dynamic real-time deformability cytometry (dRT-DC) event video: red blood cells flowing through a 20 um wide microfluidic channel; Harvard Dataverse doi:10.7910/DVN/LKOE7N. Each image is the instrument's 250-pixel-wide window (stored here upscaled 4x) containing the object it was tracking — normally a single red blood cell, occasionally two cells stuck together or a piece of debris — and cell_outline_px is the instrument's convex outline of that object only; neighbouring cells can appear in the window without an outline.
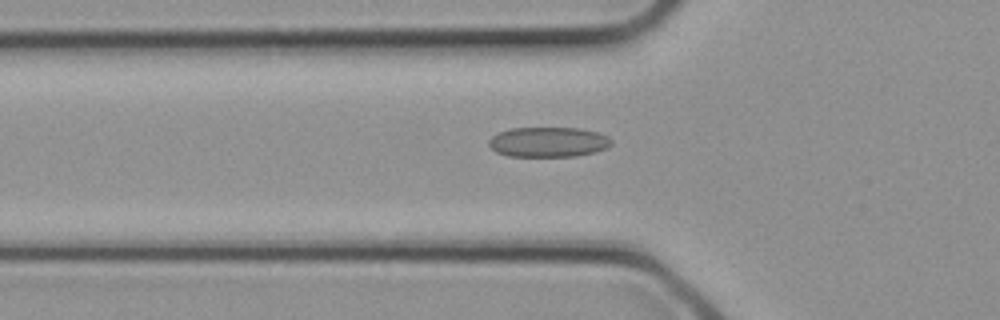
{"species": "common noctule bat (a hibernating species)", "species_latin": "Nyctalus noctula", "temperature_condition": "cold", "stored_images_in_passage": 25, "camera_frame_rate_fps": 3000, "um_per_image_px": 0.085, "animal": {"sex": "female", "body_mass_g": 21.9}, "frame": {"image": 1, "passage_image": 5, "time_ms": 1.333, "image_size_px": [1000, 320], "cell_outline_px": [[612, 144], [608, 148], [596, 152], [576, 156], [508, 156], [496, 152], [488, 144], [488, 140], [492, 136], [500, 132], [512, 128], [580, 128], [596, 132], [608, 136], [612, 140]], "centroid_in_image_um": [46.63, 12.07], "position_along_channel_um": 79.2, "area_um2": 21.5}}
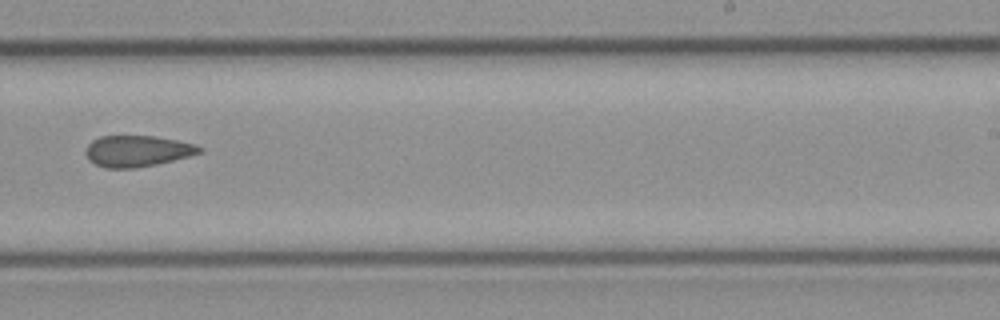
{"frame": {"image": 2, "passage_image": 14, "time_ms": 4.333, "image_size_px": [1000, 320], "cell_outline_px": [[204, 152], [156, 164], [136, 168], [104, 168], [88, 160], [84, 152], [88, 144], [92, 140], [100, 136], [152, 136], [176, 140], [196, 144], [204, 148]], "centroid_in_image_um": [11.66, 12.84], "position_along_channel_um": 277.3, "area_um2": 20.75}}
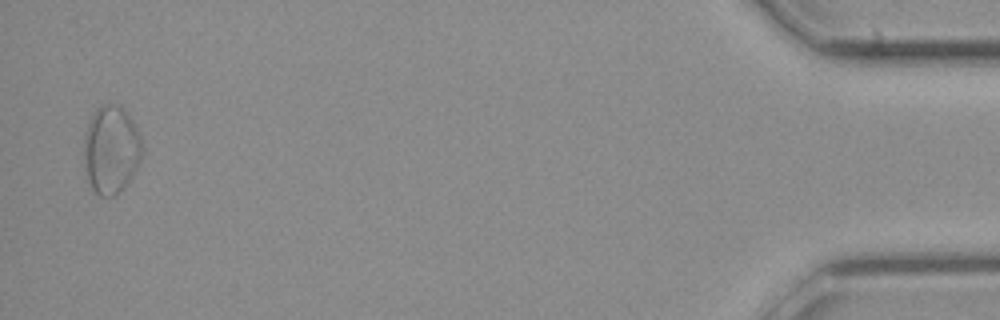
{"frame": {"image": 3, "passage_image": 25, "time_ms": 8.0, "image_size_px": [1000, 320], "cell_outline_px": [[144, 152], [140, 164], [132, 176], [116, 196], [100, 196], [92, 192], [88, 180], [84, 160], [84, 132], [92, 112], [100, 104], [120, 104], [124, 108], [132, 120], [140, 136], [144, 148]], "centroid_in_image_um": [9.45, 12.71], "position_along_channel_um": 425.8, "area_um2": 30.58}}